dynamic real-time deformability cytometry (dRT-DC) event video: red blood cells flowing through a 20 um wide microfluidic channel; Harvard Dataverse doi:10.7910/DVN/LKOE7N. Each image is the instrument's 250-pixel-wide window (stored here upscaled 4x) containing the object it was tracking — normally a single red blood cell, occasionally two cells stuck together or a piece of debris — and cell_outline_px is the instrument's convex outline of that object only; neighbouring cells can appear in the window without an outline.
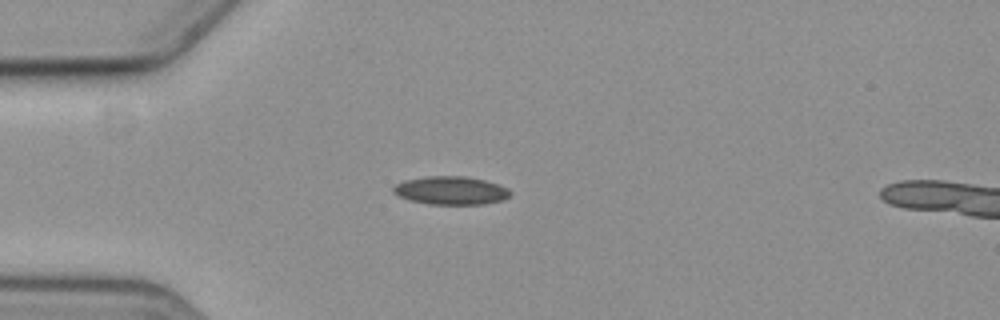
{"species": "common noctule bat (a hibernating species)", "species_latin": "Nyctalus noctula", "temperature_condition": "cold", "stored_images_in_passage": 2, "camera_frame_rate_fps": 3000, "um_per_image_px": 0.085, "animal": {"sex": "female", "body_mass_g": 19.3, "forearm_length_mm": 54.1}, "frame": {"image": 1, "passage_image": 1, "time_ms": 0.0, "image_size_px": [1000, 320], "cell_outline_px": [[512, 196], [504, 200], [484, 204], [428, 204], [412, 200], [400, 196], [392, 192], [392, 188], [396, 184], [404, 180], [428, 176], [464, 176], [484, 180], [508, 188], [512, 192]], "centroid_in_image_um": [38.36, 16.19], "position_along_channel_um": 46.6, "area_um2": 19.25}}